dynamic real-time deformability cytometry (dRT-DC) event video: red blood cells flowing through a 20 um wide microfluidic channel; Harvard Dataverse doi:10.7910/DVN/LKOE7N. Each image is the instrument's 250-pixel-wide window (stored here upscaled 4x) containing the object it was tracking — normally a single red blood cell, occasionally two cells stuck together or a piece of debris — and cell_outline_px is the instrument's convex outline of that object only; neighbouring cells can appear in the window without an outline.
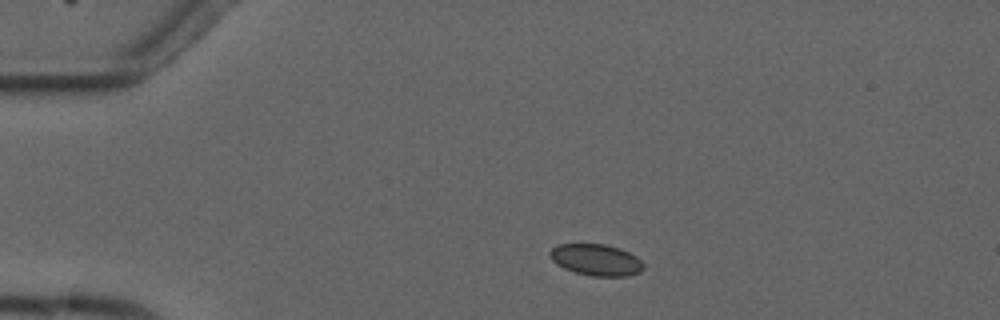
{"species": "common noctule bat (a hibernating species)", "species_latin": "Nyctalus noctula", "temperature_condition": "cold", "stored_images_in_passage": 2, "camera_frame_rate_fps": 3000, "um_per_image_px": 0.085, "animal": {"sex": "male", "forearm_length_mm": 52.5}, "frame": {"image": 1, "passage_image": 1, "time_ms": 0.0, "image_size_px": [1000, 320], "cell_outline_px": [[644, 268], [640, 272], [628, 276], [592, 276], [576, 272], [564, 268], [556, 264], [548, 256], [548, 252], [556, 244], [604, 244], [620, 248], [636, 256], [644, 264]], "centroid_in_image_um": [50.65, 22.08], "position_along_channel_um": 34.3, "area_um2": 17.28}}